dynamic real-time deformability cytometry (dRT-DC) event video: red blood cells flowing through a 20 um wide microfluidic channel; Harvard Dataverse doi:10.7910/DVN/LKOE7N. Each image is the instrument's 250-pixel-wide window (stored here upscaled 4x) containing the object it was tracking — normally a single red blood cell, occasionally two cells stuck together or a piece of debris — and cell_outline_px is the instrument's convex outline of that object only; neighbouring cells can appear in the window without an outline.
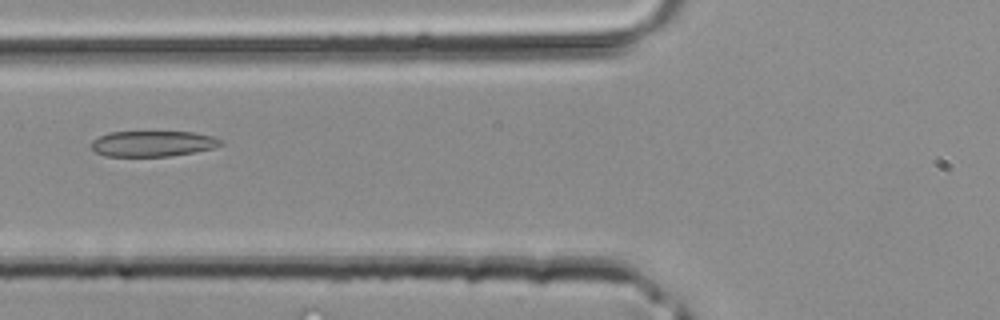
{"species": "common noctule bat (a hibernating species)", "species_latin": "Nyctalus noctula", "temperature_condition": "room temperature", "stored_images_in_passage": 28, "camera_frame_rate_fps": 3000, "um_per_image_px": 0.085, "animal": {"sex": "male", "body_mass_g": 20.4}, "frame": {"image": 1, "passage_image": 5, "time_ms": 1.333, "image_size_px": [1000, 320], "cell_outline_px": [[224, 144], [212, 148], [196, 152], [168, 156], [104, 156], [96, 152], [92, 148], [92, 140], [108, 132], [192, 132], [212, 136], [224, 140]], "centroid_in_image_um": [13.01, 12.21], "position_along_channel_um": 112.8, "area_um2": 19.36}}
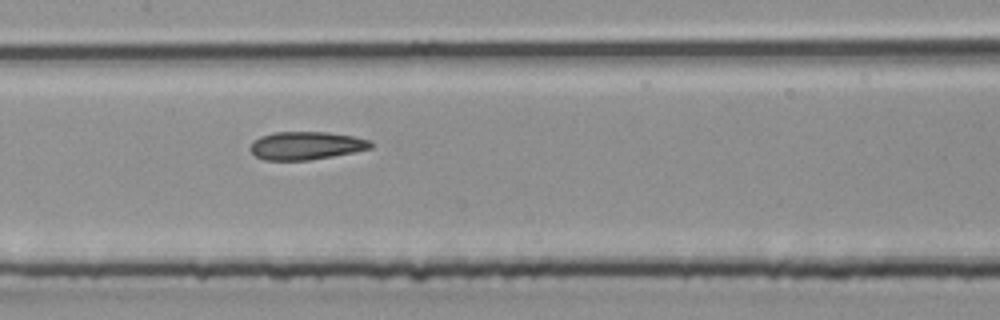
{"frame": {"image": 2, "passage_image": 9, "time_ms": 2.667, "image_size_px": [1000, 320], "cell_outline_px": [[372, 148], [332, 156], [308, 160], [264, 160], [256, 156], [248, 148], [260, 136], [272, 132], [328, 132], [352, 136], [372, 140]], "centroid_in_image_um": [26.02, 12.37], "position_along_channel_um": 181.4, "area_um2": 19.59}}
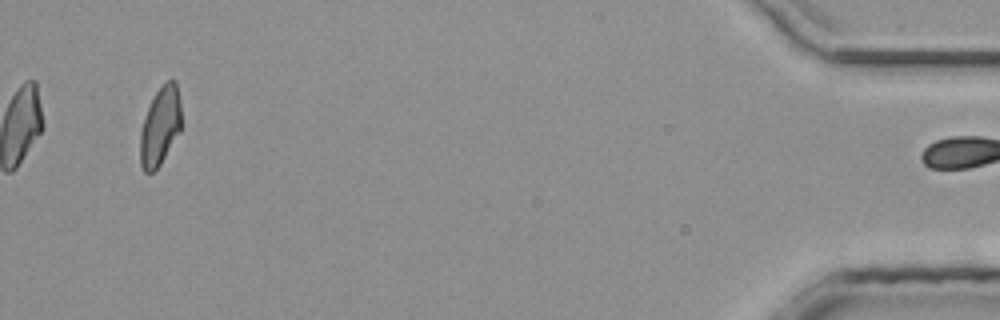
{"frame": {"image": 3, "passage_image": 28, "time_ms": 9.0, "image_size_px": [1000, 320], "cell_outline_px": [[180, 132], [160, 164], [152, 172], [144, 172], [140, 164], [140, 132], [148, 108], [156, 92], [172, 76], [176, 80], [180, 100]], "centroid_in_image_um": [13.62, 10.71], "position_along_channel_um": 421.6, "area_um2": 18.61}}